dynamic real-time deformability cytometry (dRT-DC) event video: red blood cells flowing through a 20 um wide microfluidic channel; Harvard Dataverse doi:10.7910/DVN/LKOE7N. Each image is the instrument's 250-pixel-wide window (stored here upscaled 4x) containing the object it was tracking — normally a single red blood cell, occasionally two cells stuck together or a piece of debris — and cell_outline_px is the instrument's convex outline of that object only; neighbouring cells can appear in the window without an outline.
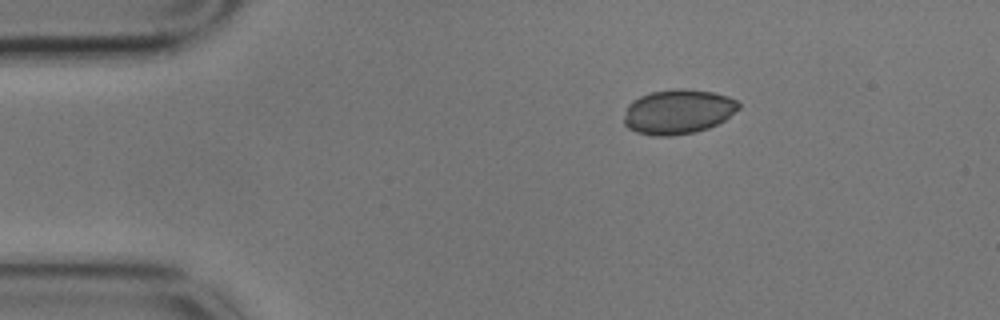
{"species": "common noctule bat (a hibernating species)", "species_latin": "Nyctalus noctula", "temperature_condition": "cold", "stored_images_in_passage": 49, "camera_frame_rate_fps": 3000, "um_per_image_px": 0.085, "animal": {"sex": "male", "body_mass_g": 17.9}, "frame": {"image": 1, "passage_image": 1, "time_ms": 0.0, "image_size_px": [1000, 320], "cell_outline_px": [[740, 108], [724, 120], [708, 128], [696, 132], [672, 136], [652, 136], [636, 132], [628, 128], [624, 124], [624, 116], [628, 104], [632, 100], [640, 96], [652, 92], [680, 88], [712, 92], [728, 96], [736, 100], [740, 104]], "centroid_in_image_um": [57.62, 9.51], "position_along_channel_um": 27.4, "area_um2": 29.88}}
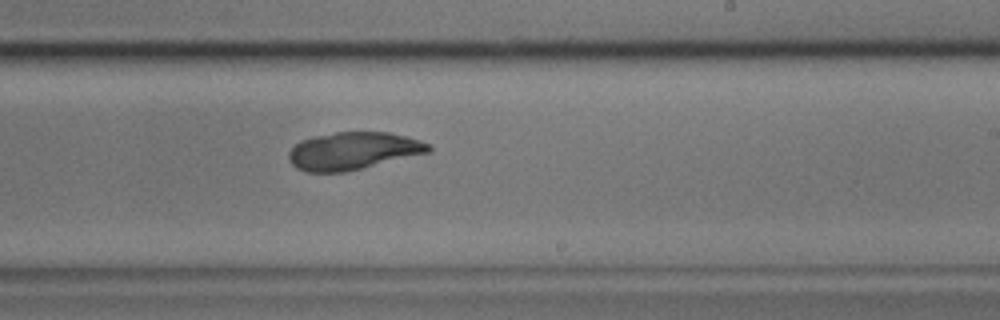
{"frame": {"image": 2, "passage_image": 26, "time_ms": 8.333, "image_size_px": [1000, 320], "cell_outline_px": [[432, 152], [344, 172], [304, 172], [296, 168], [288, 160], [288, 152], [300, 140], [312, 136], [336, 132], [388, 132], [420, 140], [428, 144], [432, 148]], "centroid_in_image_um": [29.99, 12.83], "position_along_channel_um": 259.0, "area_um2": 30.69}}
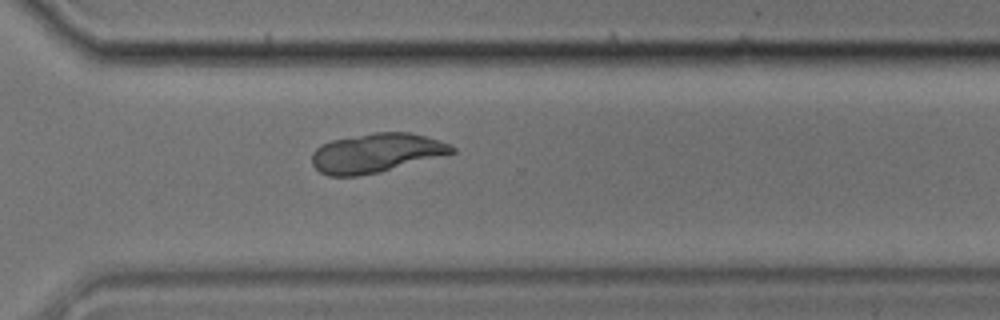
{"frame": {"image": 3, "passage_image": 33, "time_ms": 10.667, "image_size_px": [1000, 320], "cell_outline_px": [[456, 152], [380, 172], [356, 176], [328, 176], [320, 172], [312, 164], [312, 152], [316, 148], [332, 140], [376, 132], [408, 132], [440, 140], [452, 144], [456, 148]], "centroid_in_image_um": [31.99, 13.0], "position_along_channel_um": 338.6, "area_um2": 31.79}}